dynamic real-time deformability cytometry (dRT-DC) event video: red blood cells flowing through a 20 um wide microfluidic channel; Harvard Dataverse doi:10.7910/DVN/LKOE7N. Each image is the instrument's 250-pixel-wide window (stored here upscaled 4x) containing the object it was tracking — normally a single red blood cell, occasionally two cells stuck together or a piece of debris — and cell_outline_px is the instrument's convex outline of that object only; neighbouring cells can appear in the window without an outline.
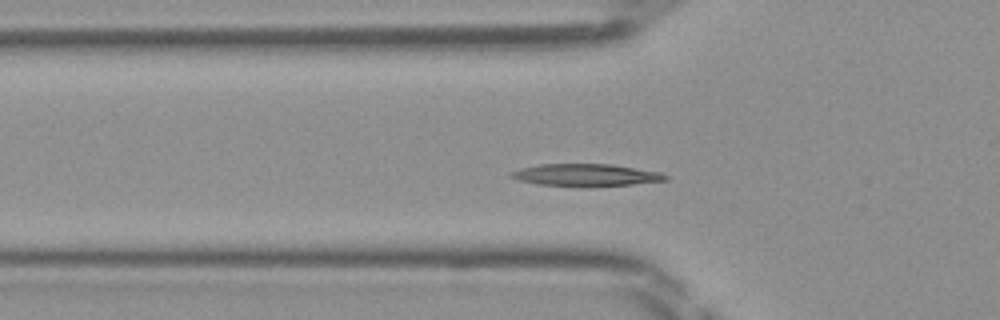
{"species": "Egyptian fruit bat (a non-hibernating species)", "species_latin": "Rousettus aegyptiacus", "temperature_condition": "room temperature", "stored_images_in_passage": 45, "camera_frame_rate_fps": 3000, "um_per_image_px": 0.085, "frame": {"image": 1, "passage_image": 12, "time_ms": 3.667, "image_size_px": [1000, 320], "cell_outline_px": [[668, 180], [632, 184], [584, 188], [536, 184], [520, 180], [508, 176], [508, 172], [520, 168], [540, 164], [612, 164], [660, 172], [668, 176]], "centroid_in_image_um": [49.76, 14.89], "position_along_channel_um": 76.0, "area_um2": 20.46}}
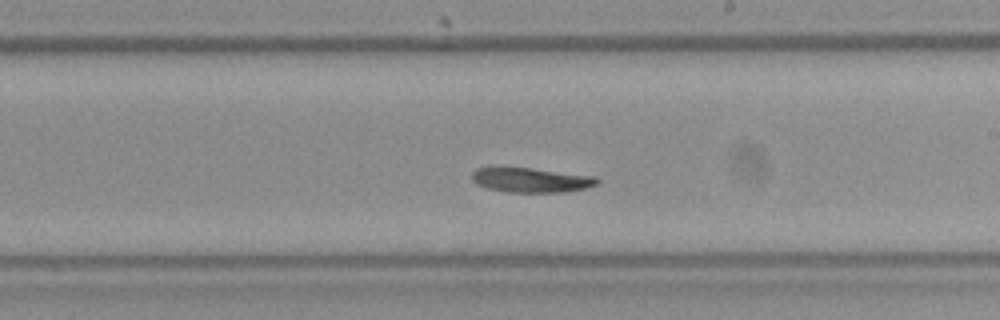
{"frame": {"image": 2, "passage_image": 24, "time_ms": 7.667, "image_size_px": [1000, 320], "cell_outline_px": [[600, 180], [596, 184], [584, 188], [564, 192], [504, 192], [488, 188], [476, 184], [472, 180], [472, 172], [476, 168], [492, 164], [532, 168], [596, 176]], "centroid_in_image_um": [45.03, 15.26], "position_along_channel_um": 244.0, "area_um2": 18.67}}
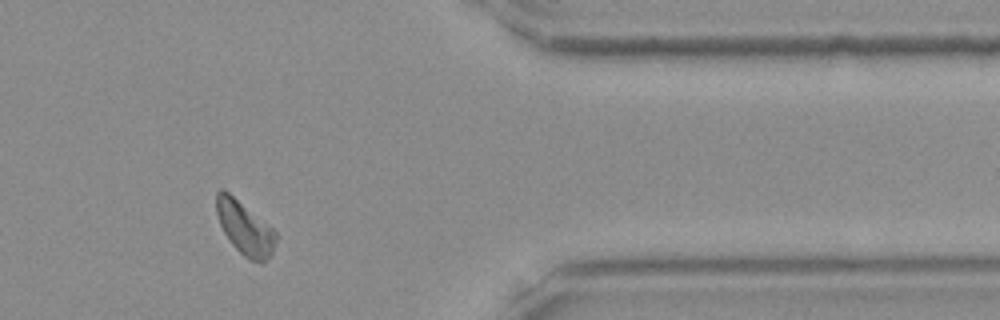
{"frame": {"image": 3, "passage_image": 36, "time_ms": 11.667, "image_size_px": [1000, 320], "cell_outline_px": [[276, 240], [272, 252], [260, 264], [248, 260], [232, 244], [224, 232], [220, 224], [216, 212], [216, 192], [220, 188], [224, 188], [272, 228], [276, 232]], "centroid_in_image_um": [20.78, 19.37], "position_along_channel_um": 390.6, "area_um2": 18.26}}